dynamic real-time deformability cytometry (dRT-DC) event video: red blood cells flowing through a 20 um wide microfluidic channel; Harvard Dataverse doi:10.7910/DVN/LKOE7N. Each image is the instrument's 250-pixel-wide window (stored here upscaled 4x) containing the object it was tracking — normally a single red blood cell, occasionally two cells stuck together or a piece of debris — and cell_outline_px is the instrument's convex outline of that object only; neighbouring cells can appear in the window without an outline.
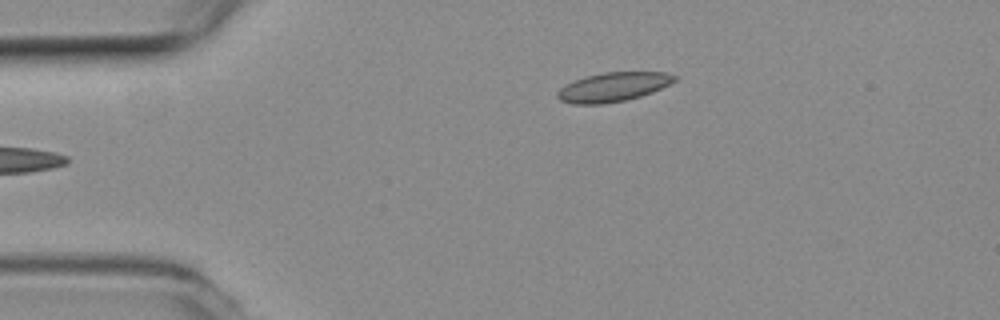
{"species": "common noctule bat (a hibernating species)", "species_latin": "Nyctalus noctula", "temperature_condition": "room temperature", "stored_images_in_passage": 4, "camera_frame_rate_fps": 3000, "um_per_image_px": 0.085, "animal": {"sex": "female", "body_mass_g": 19.3, "forearm_length_mm": 54.1}, "frame": {"image": 1, "passage_image": 4, "time_ms": 1.0, "image_size_px": [1000, 320], "cell_outline_px": [[676, 80], [652, 92], [640, 96], [624, 100], [604, 104], [572, 104], [560, 100], [556, 96], [556, 92], [560, 88], [572, 80], [584, 76], [604, 72], [664, 72], [676, 76]], "centroid_in_image_um": [52.05, 7.39], "position_along_channel_um": 33.0, "area_um2": 19.88}}